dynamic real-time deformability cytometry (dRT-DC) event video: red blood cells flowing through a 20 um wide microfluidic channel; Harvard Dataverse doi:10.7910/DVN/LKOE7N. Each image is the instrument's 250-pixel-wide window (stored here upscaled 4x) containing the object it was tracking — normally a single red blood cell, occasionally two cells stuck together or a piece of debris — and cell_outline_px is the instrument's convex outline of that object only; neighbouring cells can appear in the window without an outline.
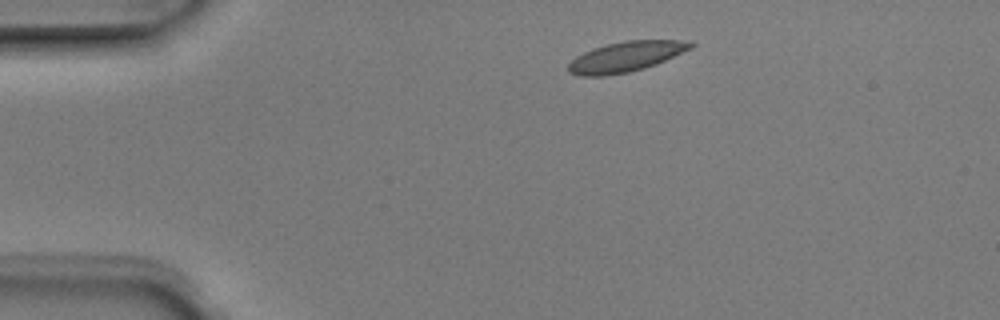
{"species": "Egyptian fruit bat (a non-hibernating species)", "species_latin": "Rousettus aegyptiacus", "temperature_condition": "room temperature", "stored_images_in_passage": 3, "camera_frame_rate_fps": 3000, "um_per_image_px": 0.085, "animal": {"sex": "male"}, "frame": {"image": 1, "passage_image": 1, "time_ms": 0.0, "image_size_px": [1000, 320], "cell_outline_px": [[696, 44], [692, 48], [656, 64], [644, 68], [628, 72], [604, 76], [580, 76], [568, 72], [568, 64], [576, 56], [592, 48], [624, 40], [692, 40]], "centroid_in_image_um": [53.21, 4.81], "position_along_channel_um": 31.8, "area_um2": 21.62}}
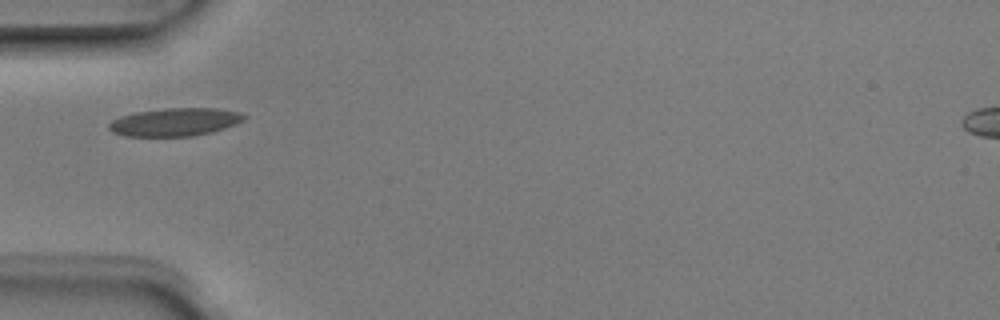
{"frame": {"image": 2, "passage_image": 3, "time_ms": 0.667, "image_size_px": [1000, 320], "cell_outline_px": [[248, 116], [244, 120], [236, 124], [212, 132], [192, 136], [124, 136], [112, 132], [108, 128], [108, 124], [112, 120], [120, 116], [136, 112], [164, 108], [216, 108], [240, 112]], "centroid_in_image_um": [14.87, 10.37], "position_along_channel_um": 70.1, "area_um2": 22.2}}